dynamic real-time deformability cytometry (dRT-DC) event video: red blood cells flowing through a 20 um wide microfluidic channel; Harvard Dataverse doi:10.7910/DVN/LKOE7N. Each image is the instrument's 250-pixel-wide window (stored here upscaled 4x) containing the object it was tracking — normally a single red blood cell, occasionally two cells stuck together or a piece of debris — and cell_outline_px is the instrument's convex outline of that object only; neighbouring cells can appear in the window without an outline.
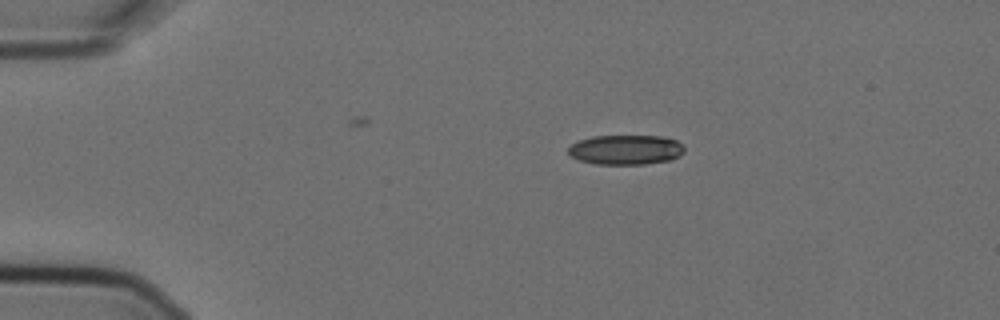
{"species": "Egyptian fruit bat (a non-hibernating species)", "species_latin": "Rousettus aegyptiacus", "temperature_condition": "cold", "stored_images_in_passage": 3, "camera_frame_rate_fps": 3000, "um_per_image_px": 0.085, "animal": {"sex": "female"}, "frame": {"image": 1, "passage_image": 1, "time_ms": 0.0, "image_size_px": [1000, 320], "cell_outline_px": [[684, 152], [680, 156], [672, 160], [644, 164], [596, 164], [580, 160], [568, 156], [568, 148], [572, 144], [580, 140], [592, 136], [664, 136], [676, 140], [684, 144]], "centroid_in_image_um": [53.22, 12.73], "position_along_channel_um": 31.8, "area_um2": 20.35}}
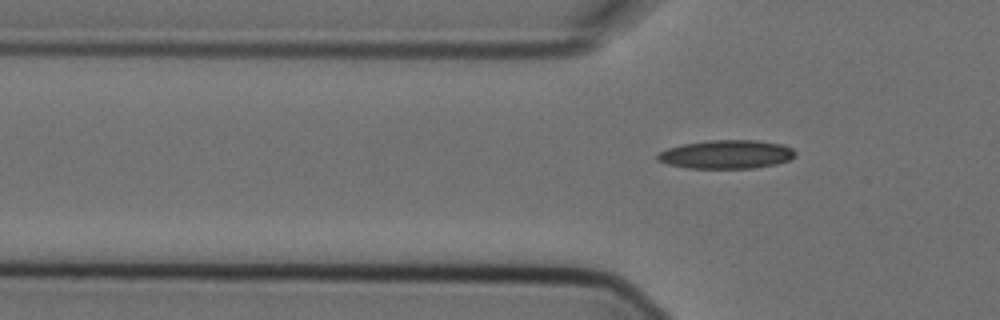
{"frame": {"image": 2, "passage_image": 3, "time_ms": 0.667, "image_size_px": [1000, 320], "cell_outline_px": [[796, 156], [788, 160], [776, 164], [752, 168], [688, 168], [668, 164], [656, 160], [656, 156], [660, 152], [668, 148], [684, 144], [708, 140], [760, 140], [784, 144], [792, 148], [796, 152]], "centroid_in_image_um": [61.78, 13.11], "position_along_channel_um": 64.0, "area_um2": 23.06}}